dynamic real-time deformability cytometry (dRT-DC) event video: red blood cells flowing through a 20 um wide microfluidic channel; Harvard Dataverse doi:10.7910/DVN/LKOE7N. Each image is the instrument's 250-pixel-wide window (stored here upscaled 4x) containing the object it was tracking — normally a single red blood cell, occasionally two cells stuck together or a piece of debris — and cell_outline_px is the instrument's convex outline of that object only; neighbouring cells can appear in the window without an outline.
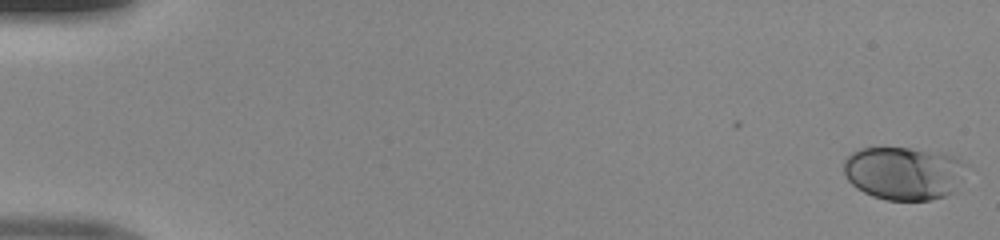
{"species": "human", "species_latin": "Homo sapiens", "temperature_condition": "room temperature", "stored_images_in_passage": 50, "camera_frame_rate_fps": 3000, "um_per_image_px": 0.085, "donor": {"sex": "male"}, "frame": {"image": 1, "passage_image": 1, "time_ms": 0.0, "image_size_px": [1000, 240], "cell_outline_px": [[968, 164], [960, 192], [932, 200], [884, 200], [872, 196], [856, 188], [848, 180], [844, 172], [844, 160], [852, 152], [860, 148], [908, 148], [956, 156]], "centroid_in_image_um": [76.91, 14.74], "position_along_channel_um": 8.1, "area_um2": 38.78}}
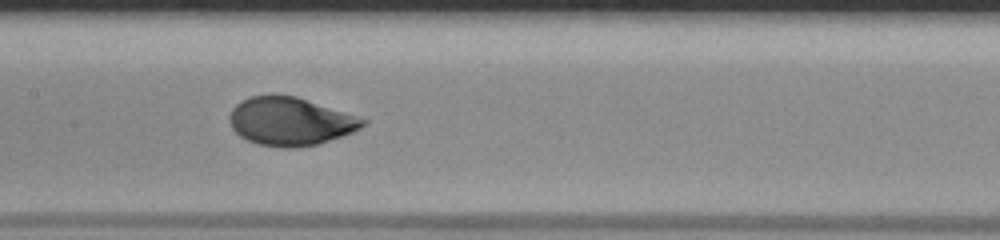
{"frame": {"image": 2, "passage_image": 26, "time_ms": 8.333, "image_size_px": [1000, 240], "cell_outline_px": [[368, 120], [360, 128], [352, 132], [316, 144], [296, 148], [280, 148], [256, 144], [240, 136], [232, 128], [228, 120], [228, 116], [232, 108], [240, 100], [252, 96], [296, 96]], "centroid_in_image_um": [24.61, 10.33], "position_along_channel_um": 182.8, "area_um2": 37.05}}
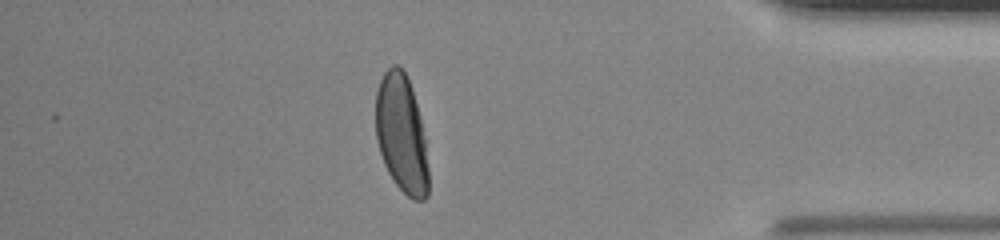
{"frame": {"image": 3, "passage_image": 44, "time_ms": 14.333, "image_size_px": [1000, 240], "cell_outline_px": [[428, 196], [424, 200], [412, 200], [392, 180], [384, 164], [380, 152], [376, 136], [376, 92], [380, 80], [384, 72], [392, 64], [400, 64], [404, 68], [420, 116], [424, 136], [428, 168]], "centroid_in_image_um": [34.12, 11.37], "position_along_channel_um": 401.1, "area_um2": 36.3}}